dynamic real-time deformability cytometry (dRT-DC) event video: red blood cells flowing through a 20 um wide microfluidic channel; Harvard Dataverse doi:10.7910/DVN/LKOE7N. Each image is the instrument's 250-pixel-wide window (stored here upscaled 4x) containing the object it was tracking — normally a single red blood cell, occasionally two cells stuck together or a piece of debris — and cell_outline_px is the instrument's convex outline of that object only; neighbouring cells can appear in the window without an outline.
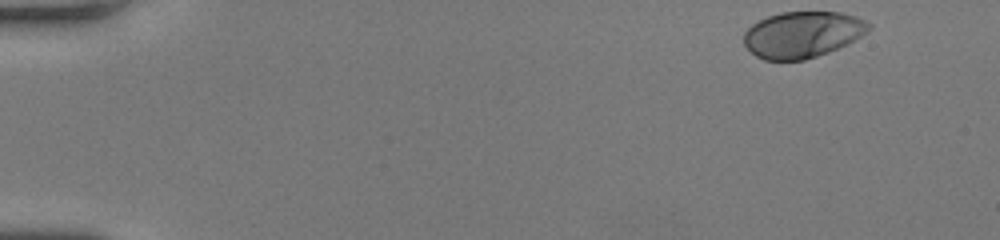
{"species": "human", "species_latin": "Homo sapiens", "temperature_condition": "room temperature", "stored_images_in_passage": 47, "camera_frame_rate_fps": 3000, "um_per_image_px": 0.085, "donor": {"sex": "female"}, "frame": {"image": 1, "passage_image": 1, "time_ms": 0.0, "image_size_px": [1000, 240], "cell_outline_px": [[872, 28], [868, 32], [828, 52], [804, 60], [764, 60], [756, 56], [744, 44], [744, 32], [752, 24], [768, 16], [780, 12], [840, 12], [856, 16], [872, 24]], "centroid_in_image_um": [68.2, 2.92], "position_along_channel_um": 16.8, "area_um2": 33.47}}
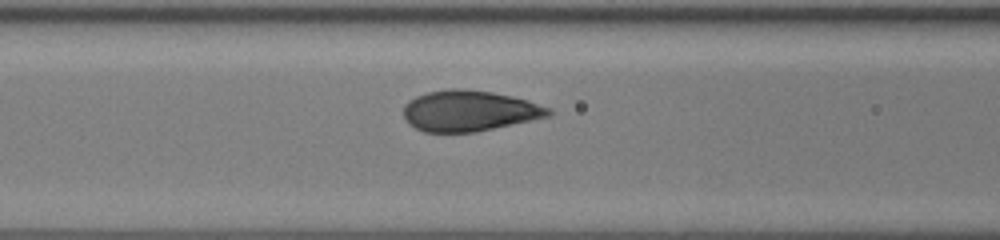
{"frame": {"image": 2, "passage_image": 19, "time_ms": 6.0, "image_size_px": [1000, 240], "cell_outline_px": [[552, 116], [476, 132], [424, 132], [408, 124], [404, 116], [404, 104], [408, 100], [416, 96], [428, 92], [448, 88], [464, 88], [492, 92], [512, 96], [528, 100], [552, 108]], "centroid_in_image_um": [39.91, 9.42], "position_along_channel_um": 126.7, "area_um2": 34.85}}
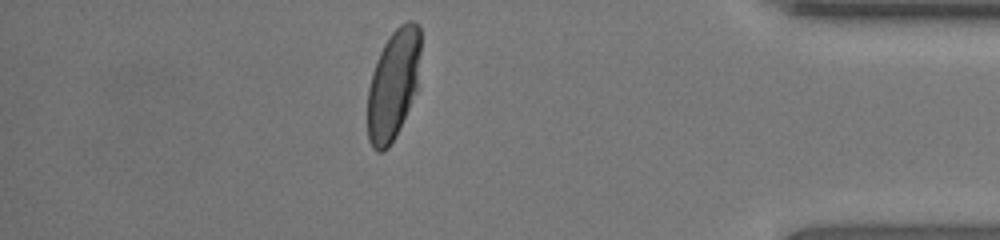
{"frame": {"image": 3, "passage_image": 41, "time_ms": 13.333, "image_size_px": [1000, 240], "cell_outline_px": [[420, 52], [416, 88], [408, 108], [388, 148], [384, 152], [376, 152], [372, 148], [368, 140], [368, 88], [372, 72], [380, 52], [384, 44], [392, 32], [400, 24], [408, 20], [412, 20], [420, 28]], "centroid_in_image_um": [33.4, 7.17], "position_along_channel_um": 401.8, "area_um2": 33.47}, "authors_computed_cell_mechanics": {"area_um2": 34.4488, "velocity_mm_per_s": 4.201, "shape_relaxation_time_tau1_ms": 2.6983, "shape_relaxation_time_tau2_ms": null, "deformation_change_tau1": 0.1661, "deformation_change_tau2": null}}